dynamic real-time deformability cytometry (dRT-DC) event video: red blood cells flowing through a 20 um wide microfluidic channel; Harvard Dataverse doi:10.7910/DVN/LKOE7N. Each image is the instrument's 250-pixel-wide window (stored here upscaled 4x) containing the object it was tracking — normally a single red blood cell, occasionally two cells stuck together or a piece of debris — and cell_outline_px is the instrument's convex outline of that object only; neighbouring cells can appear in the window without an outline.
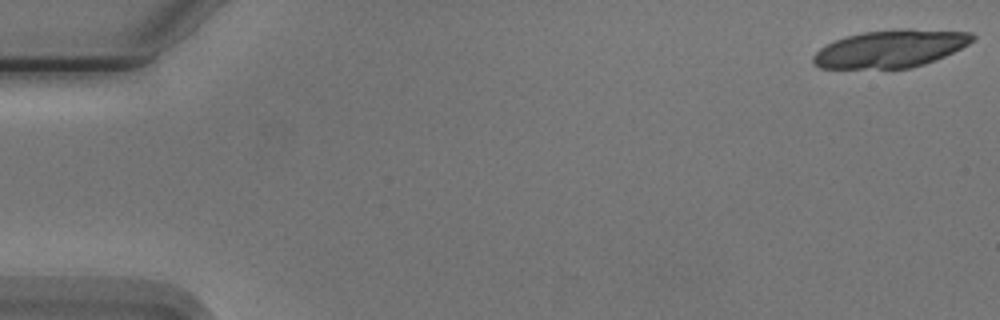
{"species": "Egyptian fruit bat (a non-hibernating species)", "species_latin": "Rousettus aegyptiacus", "temperature_condition": "cold", "stored_images_in_passage": 11, "camera_frame_rate_fps": 3000, "um_per_image_px": 0.085, "animal": {"sex": "male"}, "frame": {"image": 1, "passage_image": 1, "time_ms": 0.0, "image_size_px": [1000, 320], "cell_outline_px": [[976, 36], [968, 44], [936, 60], [924, 64], [908, 68], [820, 68], [812, 64], [812, 56], [820, 48], [844, 36], [864, 32], [908, 28], [972, 32]], "centroid_in_image_um": [75.69, 4.13], "position_along_channel_um": 9.3, "area_um2": 34.8}}